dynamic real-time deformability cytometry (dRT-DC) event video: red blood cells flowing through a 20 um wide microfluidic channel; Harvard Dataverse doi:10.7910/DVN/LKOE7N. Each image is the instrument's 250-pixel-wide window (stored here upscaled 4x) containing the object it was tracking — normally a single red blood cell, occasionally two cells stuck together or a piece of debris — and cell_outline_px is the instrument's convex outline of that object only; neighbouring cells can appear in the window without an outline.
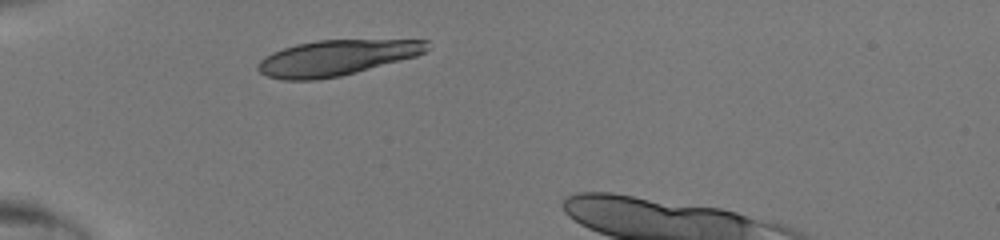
{"species": "human", "species_latin": "Homo sapiens", "temperature_condition": "room temperature", "stored_images_in_passage": 31, "camera_frame_rate_fps": 3000, "um_per_image_px": 0.085, "donor": {"sex": "male"}, "frame": {"image": 1, "passage_image": 1, "time_ms": 0.0, "image_size_px": [1000, 240], "cell_outline_px": [[432, 48], [416, 56], [356, 72], [340, 76], [316, 80], [284, 80], [268, 76], [260, 72], [256, 68], [260, 60], [272, 52], [296, 44], [316, 40], [428, 40]], "centroid_in_image_um": [28.61, 4.91], "position_along_channel_um": 56.4, "area_um2": 34.91}}
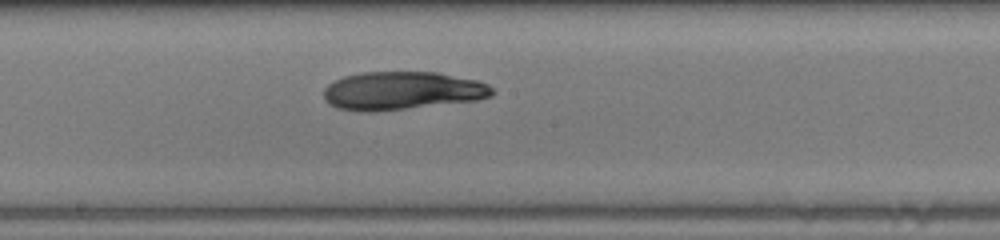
{"frame": {"image": 2, "passage_image": 13, "time_ms": 4.0, "image_size_px": [1000, 240], "cell_outline_px": [[496, 92], [492, 96], [476, 100], [376, 112], [364, 112], [336, 108], [328, 104], [324, 100], [324, 88], [328, 84], [344, 76], [364, 72], [436, 72], [476, 80], [488, 84]], "centroid_in_image_um": [34.16, 7.72], "position_along_channel_um": 214.0, "area_um2": 37.63}}
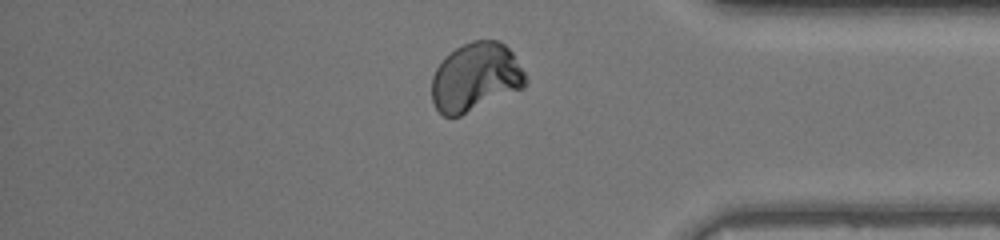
{"frame": {"image": 3, "passage_image": 26, "time_ms": 8.333, "image_size_px": [1000, 240], "cell_outline_px": [[528, 80], [524, 88], [460, 116], [444, 116], [436, 108], [432, 100], [432, 76], [436, 68], [444, 56], [456, 48], [472, 40], [500, 40], [512, 52], [524, 72]], "centroid_in_image_um": [40.42, 6.56], "position_along_channel_um": 394.8, "area_um2": 37.57}}